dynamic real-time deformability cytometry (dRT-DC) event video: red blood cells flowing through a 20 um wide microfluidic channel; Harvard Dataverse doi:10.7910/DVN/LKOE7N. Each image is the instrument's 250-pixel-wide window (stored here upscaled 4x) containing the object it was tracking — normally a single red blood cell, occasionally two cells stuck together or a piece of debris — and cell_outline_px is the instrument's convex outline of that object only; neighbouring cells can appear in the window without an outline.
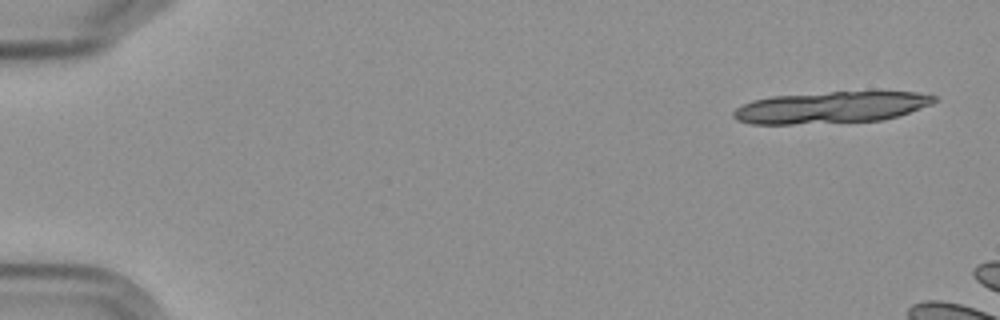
{"species": "Egyptian fruit bat (a non-hibernating species)", "species_latin": "Rousettus aegyptiacus", "temperature_condition": "cold", "stored_images_in_passage": 3, "camera_frame_rate_fps": 3000, "um_per_image_px": 0.085, "frame": {"image": 1, "passage_image": 1, "time_ms": 0.0, "image_size_px": [1000, 320], "cell_outline_px": [[936, 100], [932, 104], [884, 120], [792, 124], [748, 124], [736, 120], [732, 116], [732, 112], [736, 108], [752, 100], [772, 96], [876, 88], [916, 92], [936, 96]], "centroid_in_image_um": [70.69, 9.08], "position_along_channel_um": 14.3, "area_um2": 38.21}}